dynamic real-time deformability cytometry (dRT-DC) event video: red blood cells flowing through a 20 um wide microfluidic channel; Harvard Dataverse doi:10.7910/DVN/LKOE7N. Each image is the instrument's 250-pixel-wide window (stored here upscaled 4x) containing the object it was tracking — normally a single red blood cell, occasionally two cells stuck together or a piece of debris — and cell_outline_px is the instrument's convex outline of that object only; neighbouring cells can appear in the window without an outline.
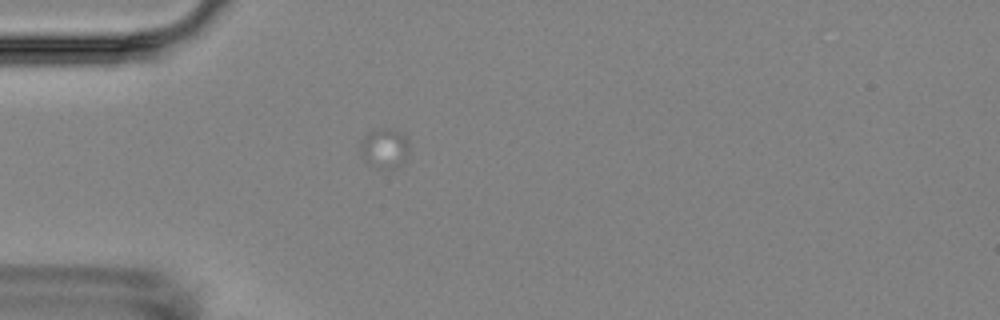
{"species": "Egyptian fruit bat (a non-hibernating species)", "species_latin": "Rousettus aegyptiacus", "temperature_condition": "room temperature", "stored_images_in_passage": 4, "camera_frame_rate_fps": 3000, "um_per_image_px": 0.085, "animal": {"sex": "female"}, "frame": {"image": 1, "passage_image": 4, "time_ms": 4.333, "image_size_px": [1000, 320], "cell_outline_px": [[408, 148], [404, 160], [400, 164], [392, 168], [388, 168], [372, 164], [364, 160], [360, 156], [360, 140], [368, 132], [380, 128], [388, 128], [400, 132], [404, 136], [408, 144]], "centroid_in_image_um": [32.63, 12.55], "position_along_channel_um": 52.4, "area_um2": 10.98}}